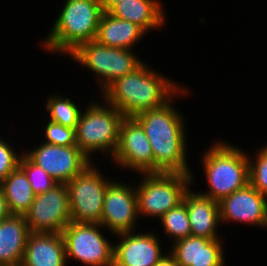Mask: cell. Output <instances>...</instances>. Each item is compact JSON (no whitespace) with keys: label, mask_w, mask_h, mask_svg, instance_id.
<instances>
[{"label":"cell","mask_w":267,"mask_h":266,"mask_svg":"<svg viewBox=\"0 0 267 266\" xmlns=\"http://www.w3.org/2000/svg\"><path fill=\"white\" fill-rule=\"evenodd\" d=\"M158 72L143 62L132 73L112 82L100 97L124 117H134L140 112L162 107L178 95L189 96V87Z\"/></svg>","instance_id":"6da1fadb"},{"label":"cell","mask_w":267,"mask_h":266,"mask_svg":"<svg viewBox=\"0 0 267 266\" xmlns=\"http://www.w3.org/2000/svg\"><path fill=\"white\" fill-rule=\"evenodd\" d=\"M173 97L159 108L134 116L147 135L154 157V173L193 174L188 162L186 121L175 108Z\"/></svg>","instance_id":"7a4b0ae2"},{"label":"cell","mask_w":267,"mask_h":266,"mask_svg":"<svg viewBox=\"0 0 267 266\" xmlns=\"http://www.w3.org/2000/svg\"><path fill=\"white\" fill-rule=\"evenodd\" d=\"M42 49L47 53L69 55L80 44L96 39L104 13L99 0H65Z\"/></svg>","instance_id":"3957f363"},{"label":"cell","mask_w":267,"mask_h":266,"mask_svg":"<svg viewBox=\"0 0 267 266\" xmlns=\"http://www.w3.org/2000/svg\"><path fill=\"white\" fill-rule=\"evenodd\" d=\"M202 154L207 190L199 193L220 202L249 183L248 153L233 144L218 139Z\"/></svg>","instance_id":"277c9868"},{"label":"cell","mask_w":267,"mask_h":266,"mask_svg":"<svg viewBox=\"0 0 267 266\" xmlns=\"http://www.w3.org/2000/svg\"><path fill=\"white\" fill-rule=\"evenodd\" d=\"M103 103H102V102ZM90 100L81 111L75 129L76 145L91 160L97 152L111 159L119 142V128L123 114L104 99ZM92 156V157H91Z\"/></svg>","instance_id":"5b68a950"},{"label":"cell","mask_w":267,"mask_h":266,"mask_svg":"<svg viewBox=\"0 0 267 266\" xmlns=\"http://www.w3.org/2000/svg\"><path fill=\"white\" fill-rule=\"evenodd\" d=\"M140 175L141 181L135 184L139 218L148 216L160 219L182 203L191 184L195 185L193 174L158 172Z\"/></svg>","instance_id":"8992f818"},{"label":"cell","mask_w":267,"mask_h":266,"mask_svg":"<svg viewBox=\"0 0 267 266\" xmlns=\"http://www.w3.org/2000/svg\"><path fill=\"white\" fill-rule=\"evenodd\" d=\"M135 54L132 49L108 47L93 40L80 44L68 57L94 73L102 93L116 79L132 73L143 63Z\"/></svg>","instance_id":"52a82bcc"},{"label":"cell","mask_w":267,"mask_h":266,"mask_svg":"<svg viewBox=\"0 0 267 266\" xmlns=\"http://www.w3.org/2000/svg\"><path fill=\"white\" fill-rule=\"evenodd\" d=\"M99 170L92 162L66 183L74 223L100 224L106 189L113 180Z\"/></svg>","instance_id":"ba28073f"},{"label":"cell","mask_w":267,"mask_h":266,"mask_svg":"<svg viewBox=\"0 0 267 266\" xmlns=\"http://www.w3.org/2000/svg\"><path fill=\"white\" fill-rule=\"evenodd\" d=\"M102 228L101 224L71 221L62 231L66 261L71 258L85 266H113L114 244L102 234Z\"/></svg>","instance_id":"9c48e42d"},{"label":"cell","mask_w":267,"mask_h":266,"mask_svg":"<svg viewBox=\"0 0 267 266\" xmlns=\"http://www.w3.org/2000/svg\"><path fill=\"white\" fill-rule=\"evenodd\" d=\"M24 217L30 232L62 233L71 222L66 184L58 183L46 193L35 195Z\"/></svg>","instance_id":"30bf717a"},{"label":"cell","mask_w":267,"mask_h":266,"mask_svg":"<svg viewBox=\"0 0 267 266\" xmlns=\"http://www.w3.org/2000/svg\"><path fill=\"white\" fill-rule=\"evenodd\" d=\"M111 159L120 168L137 172L138 175L154 173V157L150 141L134 117L122 119L118 146Z\"/></svg>","instance_id":"8fae6325"},{"label":"cell","mask_w":267,"mask_h":266,"mask_svg":"<svg viewBox=\"0 0 267 266\" xmlns=\"http://www.w3.org/2000/svg\"><path fill=\"white\" fill-rule=\"evenodd\" d=\"M40 143L28 152L23 149V153L58 183H68L93 162L77 145L59 146Z\"/></svg>","instance_id":"7c38bea8"},{"label":"cell","mask_w":267,"mask_h":266,"mask_svg":"<svg viewBox=\"0 0 267 266\" xmlns=\"http://www.w3.org/2000/svg\"><path fill=\"white\" fill-rule=\"evenodd\" d=\"M135 186L113 180L106 189L100 224L114 236L137 230L139 215Z\"/></svg>","instance_id":"4fadbf2b"},{"label":"cell","mask_w":267,"mask_h":266,"mask_svg":"<svg viewBox=\"0 0 267 266\" xmlns=\"http://www.w3.org/2000/svg\"><path fill=\"white\" fill-rule=\"evenodd\" d=\"M221 223L235 222L267 228V197L250 183L219 202Z\"/></svg>","instance_id":"5bb4252c"},{"label":"cell","mask_w":267,"mask_h":266,"mask_svg":"<svg viewBox=\"0 0 267 266\" xmlns=\"http://www.w3.org/2000/svg\"><path fill=\"white\" fill-rule=\"evenodd\" d=\"M136 232L116 234L113 266H153L164 256L156 232Z\"/></svg>","instance_id":"9a60e30c"},{"label":"cell","mask_w":267,"mask_h":266,"mask_svg":"<svg viewBox=\"0 0 267 266\" xmlns=\"http://www.w3.org/2000/svg\"><path fill=\"white\" fill-rule=\"evenodd\" d=\"M170 249L180 266H225L226 263L222 239L190 235L171 244Z\"/></svg>","instance_id":"2e32d148"},{"label":"cell","mask_w":267,"mask_h":266,"mask_svg":"<svg viewBox=\"0 0 267 266\" xmlns=\"http://www.w3.org/2000/svg\"><path fill=\"white\" fill-rule=\"evenodd\" d=\"M183 201L191 225V235L213 239H221L218 232L220 225L219 202L194 192L191 188L185 193Z\"/></svg>","instance_id":"e0dca14e"},{"label":"cell","mask_w":267,"mask_h":266,"mask_svg":"<svg viewBox=\"0 0 267 266\" xmlns=\"http://www.w3.org/2000/svg\"><path fill=\"white\" fill-rule=\"evenodd\" d=\"M21 264L23 266H67L62 233L30 232Z\"/></svg>","instance_id":"ac0fdd59"},{"label":"cell","mask_w":267,"mask_h":266,"mask_svg":"<svg viewBox=\"0 0 267 266\" xmlns=\"http://www.w3.org/2000/svg\"><path fill=\"white\" fill-rule=\"evenodd\" d=\"M166 11L159 0H121L109 13L137 24L146 33L166 25Z\"/></svg>","instance_id":"d6986e66"},{"label":"cell","mask_w":267,"mask_h":266,"mask_svg":"<svg viewBox=\"0 0 267 266\" xmlns=\"http://www.w3.org/2000/svg\"><path fill=\"white\" fill-rule=\"evenodd\" d=\"M29 234L24 215L11 214L0 221V266L22 263Z\"/></svg>","instance_id":"ffe728a7"},{"label":"cell","mask_w":267,"mask_h":266,"mask_svg":"<svg viewBox=\"0 0 267 266\" xmlns=\"http://www.w3.org/2000/svg\"><path fill=\"white\" fill-rule=\"evenodd\" d=\"M146 34L137 24L118 19L109 12H104L98 25L95 40L108 47L133 50L137 42H141Z\"/></svg>","instance_id":"44dd1931"},{"label":"cell","mask_w":267,"mask_h":266,"mask_svg":"<svg viewBox=\"0 0 267 266\" xmlns=\"http://www.w3.org/2000/svg\"><path fill=\"white\" fill-rule=\"evenodd\" d=\"M11 214L24 215L30 208L35 194L26 176L18 166L0 182Z\"/></svg>","instance_id":"7402d4cb"},{"label":"cell","mask_w":267,"mask_h":266,"mask_svg":"<svg viewBox=\"0 0 267 266\" xmlns=\"http://www.w3.org/2000/svg\"><path fill=\"white\" fill-rule=\"evenodd\" d=\"M57 94L53 93L47 97L45 107L49 114L48 120L76 129L82 108L80 109L79 104L74 103L68 96Z\"/></svg>","instance_id":"603a6c76"},{"label":"cell","mask_w":267,"mask_h":266,"mask_svg":"<svg viewBox=\"0 0 267 266\" xmlns=\"http://www.w3.org/2000/svg\"><path fill=\"white\" fill-rule=\"evenodd\" d=\"M159 220L166 237L172 241V244L191 235V225L184 201L170 209Z\"/></svg>","instance_id":"cb8c5ba5"},{"label":"cell","mask_w":267,"mask_h":266,"mask_svg":"<svg viewBox=\"0 0 267 266\" xmlns=\"http://www.w3.org/2000/svg\"><path fill=\"white\" fill-rule=\"evenodd\" d=\"M19 167L26 173L35 195L46 193L58 184L43 168L34 164L24 153Z\"/></svg>","instance_id":"d4e9b609"},{"label":"cell","mask_w":267,"mask_h":266,"mask_svg":"<svg viewBox=\"0 0 267 266\" xmlns=\"http://www.w3.org/2000/svg\"><path fill=\"white\" fill-rule=\"evenodd\" d=\"M257 150L254 160L248 154L249 183L267 197V144Z\"/></svg>","instance_id":"484cf974"},{"label":"cell","mask_w":267,"mask_h":266,"mask_svg":"<svg viewBox=\"0 0 267 266\" xmlns=\"http://www.w3.org/2000/svg\"><path fill=\"white\" fill-rule=\"evenodd\" d=\"M45 124V143L59 146L76 145L75 128L63 126L50 120H47Z\"/></svg>","instance_id":"4316f807"},{"label":"cell","mask_w":267,"mask_h":266,"mask_svg":"<svg viewBox=\"0 0 267 266\" xmlns=\"http://www.w3.org/2000/svg\"><path fill=\"white\" fill-rule=\"evenodd\" d=\"M2 138H0V182L19 166L23 153L22 150L20 154L19 151L15 152L16 150L12 147V144Z\"/></svg>","instance_id":"83f0119b"},{"label":"cell","mask_w":267,"mask_h":266,"mask_svg":"<svg viewBox=\"0 0 267 266\" xmlns=\"http://www.w3.org/2000/svg\"><path fill=\"white\" fill-rule=\"evenodd\" d=\"M153 266H180V265L177 263L175 257L168 251Z\"/></svg>","instance_id":"f1b7e54d"},{"label":"cell","mask_w":267,"mask_h":266,"mask_svg":"<svg viewBox=\"0 0 267 266\" xmlns=\"http://www.w3.org/2000/svg\"><path fill=\"white\" fill-rule=\"evenodd\" d=\"M11 215L8 206L7 201L4 196V192L2 188L0 187V221L4 220L5 218L9 217Z\"/></svg>","instance_id":"f546056e"},{"label":"cell","mask_w":267,"mask_h":266,"mask_svg":"<svg viewBox=\"0 0 267 266\" xmlns=\"http://www.w3.org/2000/svg\"><path fill=\"white\" fill-rule=\"evenodd\" d=\"M121 0H99L104 12H109Z\"/></svg>","instance_id":"4dcf8cb0"}]
</instances>
